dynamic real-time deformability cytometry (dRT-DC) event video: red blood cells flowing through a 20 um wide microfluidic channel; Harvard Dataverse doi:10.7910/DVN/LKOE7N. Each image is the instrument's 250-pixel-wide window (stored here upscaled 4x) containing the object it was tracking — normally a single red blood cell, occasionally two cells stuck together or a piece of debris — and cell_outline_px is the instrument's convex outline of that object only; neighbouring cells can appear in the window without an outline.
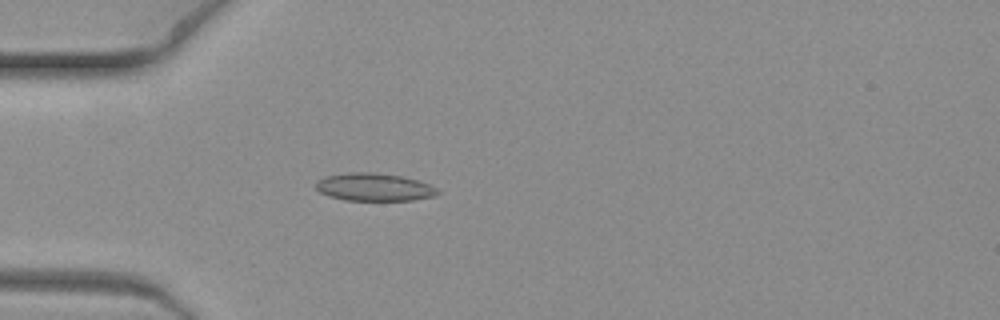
{"species": "common noctule bat (a hibernating species)", "species_latin": "Nyctalus noctula", "temperature_condition": "warm", "stored_images_in_passage": 12, "camera_frame_rate_fps": 3000, "um_per_image_px": 0.085, "animal": {"sex": "female", "body_mass_g": 19.3, "forearm_length_mm": 54.1}, "frame": {"image": 1, "passage_image": 6, "time_ms": 1.667, "image_size_px": [1000, 320], "cell_outline_px": [[440, 192], [436, 196], [412, 200], [344, 200], [328, 196], [320, 192], [316, 188], [316, 180], [324, 176], [352, 172], [372, 172], [400, 176], [416, 180], [428, 184], [436, 188]], "centroid_in_image_um": [31.77, 15.9], "position_along_channel_um": 53.2, "area_um2": 19.65}}
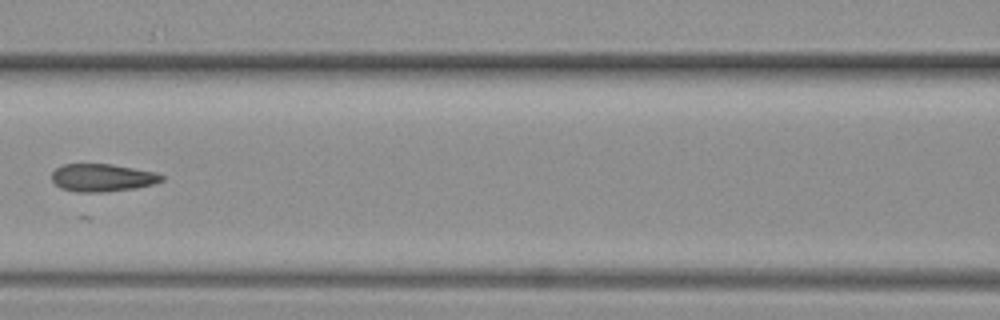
{"frame": {"image": 2, "passage_image": 9, "time_ms": 2.667, "image_size_px": [1000, 320], "cell_outline_px": [[164, 180], [152, 184], [136, 188], [108, 192], [76, 192], [60, 188], [52, 180], [52, 172], [56, 168], [64, 164], [108, 164], [156, 172], [164, 176]], "centroid_in_image_um": [8.69, 15.11], "position_along_channel_um": 157.9, "area_um2": 17.74}}
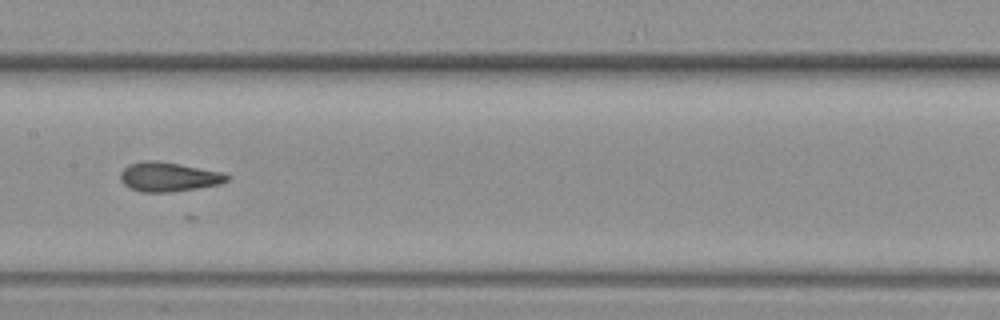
{"frame": {"image": 3, "passage_image": 10, "time_ms": 3.0, "image_size_px": [1000, 320], "cell_outline_px": [[228, 180], [220, 184], [200, 188], [168, 192], [140, 192], [128, 188], [120, 180], [120, 172], [128, 164], [144, 160], [152, 160], [180, 164], [224, 172], [228, 176]], "centroid_in_image_um": [14.3, 15.03], "position_along_channel_um": 193.1, "area_um2": 18.38}}